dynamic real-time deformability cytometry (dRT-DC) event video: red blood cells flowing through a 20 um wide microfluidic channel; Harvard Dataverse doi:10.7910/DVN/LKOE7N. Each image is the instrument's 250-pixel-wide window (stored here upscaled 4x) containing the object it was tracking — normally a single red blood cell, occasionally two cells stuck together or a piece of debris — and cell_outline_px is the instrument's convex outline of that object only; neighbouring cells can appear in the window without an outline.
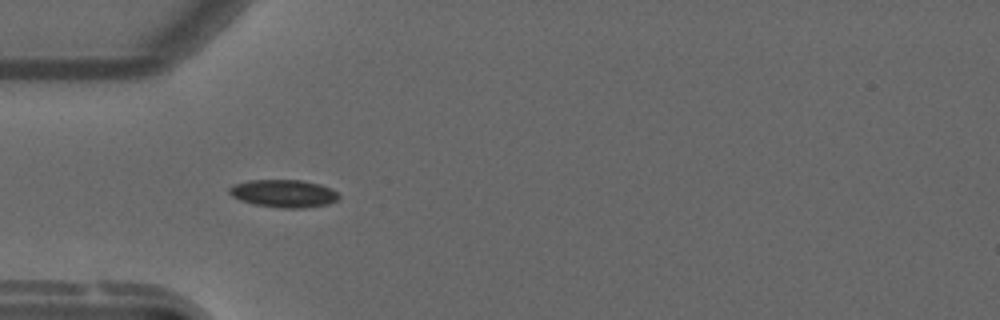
{"species": "common noctule bat (a hibernating species)", "species_latin": "Nyctalus noctula", "temperature_condition": "warm", "stored_images_in_passage": 32, "camera_frame_rate_fps": 3000, "um_per_image_px": 0.085, "animal": {"sex": "male", "forearm_length_mm": 52.5}, "frame": {"image": 1, "passage_image": 1, "time_ms": 0.0, "image_size_px": [1000, 320], "cell_outline_px": [[340, 196], [336, 200], [324, 204], [300, 208], [284, 208], [256, 204], [240, 200], [232, 196], [228, 192], [228, 188], [236, 184], [252, 180], [300, 180], [320, 184], [336, 192]], "centroid_in_image_um": [24.08, 16.43], "position_along_channel_um": 60.9, "area_um2": 17.22}}
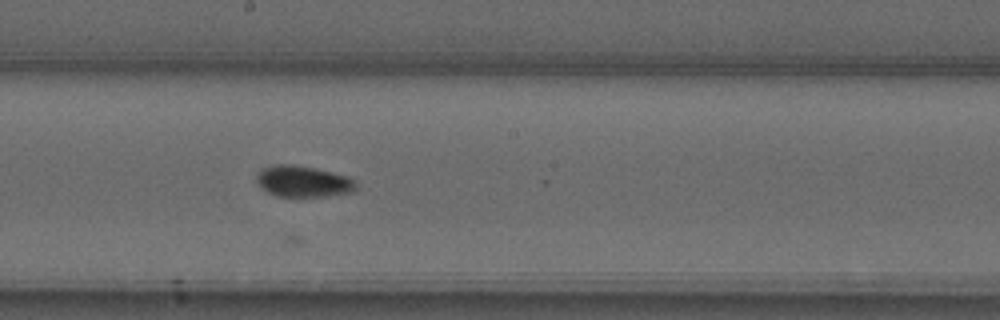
{"frame": {"image": 2, "passage_image": 14, "time_ms": 4.333, "image_size_px": [1000, 320], "cell_outline_px": [[356, 192], [324, 196], [276, 196], [260, 188], [256, 180], [256, 176], [264, 168], [276, 164], [292, 164], [316, 168], [348, 176], [356, 180]], "centroid_in_image_um": [25.8, 15.42], "position_along_channel_um": 222.4, "area_um2": 18.21}}
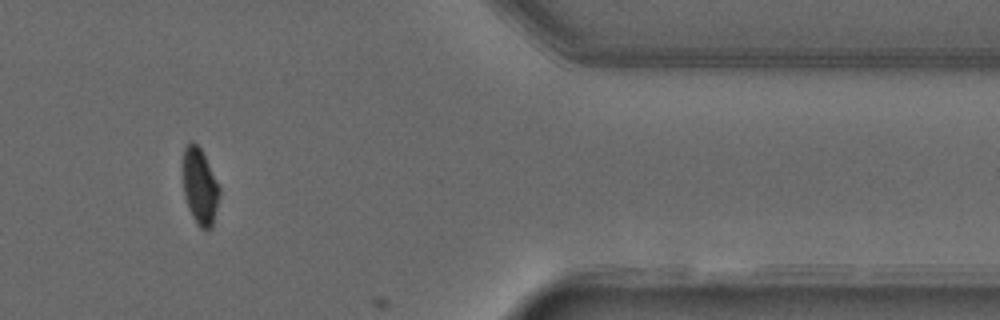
{"frame": {"image": 3, "passage_image": 30, "time_ms": 9.667, "image_size_px": [1000, 320], "cell_outline_px": [[220, 192], [212, 228], [200, 228], [196, 224], [188, 208], [184, 192], [184, 148], [192, 140], [200, 148], [220, 188]], "centroid_in_image_um": [17.0, 15.88], "position_along_channel_um": 394.4, "area_um2": 15.78}}